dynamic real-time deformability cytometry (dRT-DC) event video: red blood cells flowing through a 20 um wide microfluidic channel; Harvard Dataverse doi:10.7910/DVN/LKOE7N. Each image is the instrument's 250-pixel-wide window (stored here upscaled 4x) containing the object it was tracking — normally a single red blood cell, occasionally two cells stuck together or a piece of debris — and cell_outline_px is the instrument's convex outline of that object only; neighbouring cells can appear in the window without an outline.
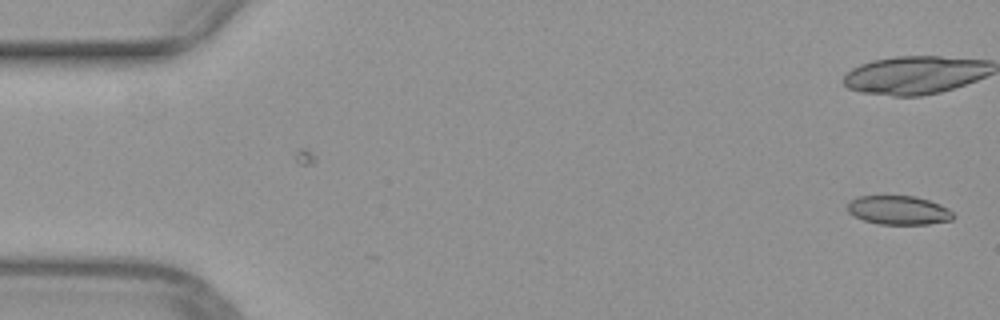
{"species": "common noctule bat (a hibernating species)", "species_latin": "Nyctalus noctula", "temperature_condition": "warm", "stored_images_in_passage": 14, "camera_frame_rate_fps": 3000, "um_per_image_px": 0.085, "animal": {"sex": "female", "body_mass_g": 29.2, "forearm_length_mm": 56.3}, "frame": {"image": 1, "passage_image": 1, "time_ms": 0.0, "image_size_px": [1000, 320], "cell_outline_px": [[956, 216], [952, 220], [928, 224], [880, 224], [864, 220], [852, 216], [848, 212], [848, 204], [852, 200], [860, 196], [916, 196], [940, 204], [948, 208]], "centroid_in_image_um": [76.41, 17.87], "position_along_channel_um": 8.6, "area_um2": 17.8}}